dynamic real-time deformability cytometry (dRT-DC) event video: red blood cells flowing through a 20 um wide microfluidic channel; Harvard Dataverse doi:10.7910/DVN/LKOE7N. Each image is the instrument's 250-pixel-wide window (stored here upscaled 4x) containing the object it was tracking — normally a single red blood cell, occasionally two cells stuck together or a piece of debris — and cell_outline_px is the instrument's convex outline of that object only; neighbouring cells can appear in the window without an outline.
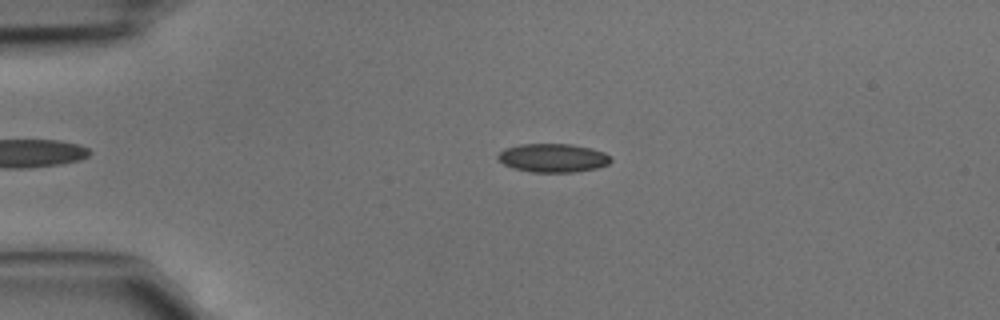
{"species": "common noctule bat (a hibernating species)", "species_latin": "Nyctalus noctula", "temperature_condition": "cold", "stored_images_in_passage": 40, "camera_frame_rate_fps": 3000, "um_per_image_px": 0.085, "animal": {"sex": "male", "body_mass_g": 15.6}, "frame": {"image": 1, "passage_image": 10, "time_ms": 3.0, "image_size_px": [1000, 320], "cell_outline_px": [[612, 160], [608, 164], [596, 168], [572, 172], [532, 172], [512, 168], [504, 164], [496, 156], [504, 148], [520, 144], [572, 144], [592, 148], [604, 152]], "centroid_in_image_um": [46.98, 13.41], "position_along_channel_um": 38.0, "area_um2": 18.79}}
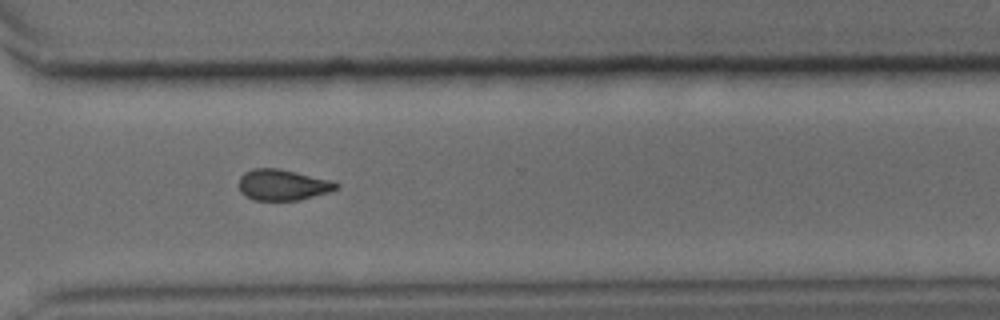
{"frame": {"image": 2, "passage_image": 33, "time_ms": 10.667, "image_size_px": [1000, 320], "cell_outline_px": [[340, 184], [336, 188], [328, 192], [300, 200], [252, 200], [240, 192], [240, 176], [244, 172], [252, 168], [280, 168], [332, 180]], "centroid_in_image_um": [24.02, 15.7], "position_along_channel_um": 346.6, "area_um2": 17.63}}
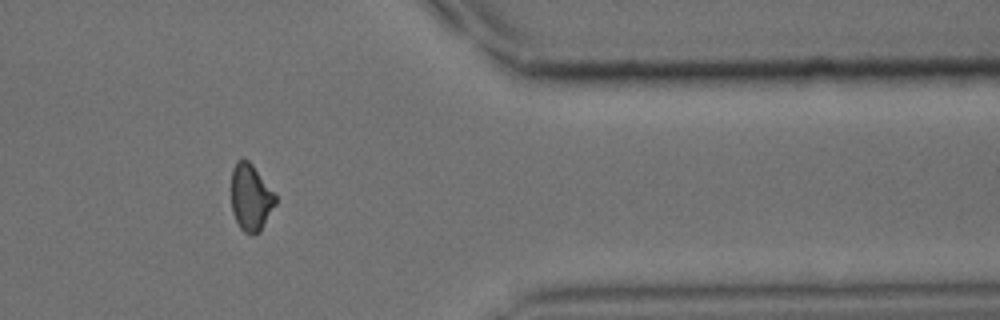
{"frame": {"image": 3, "passage_image": 37, "time_ms": 12.0, "image_size_px": [1000, 320], "cell_outline_px": [[276, 204], [260, 232], [244, 232], [240, 228], [232, 212], [232, 168], [236, 160], [244, 156], [252, 164], [276, 196]], "centroid_in_image_um": [21.3, 16.74], "position_along_channel_um": 390.1, "area_um2": 17.05}}